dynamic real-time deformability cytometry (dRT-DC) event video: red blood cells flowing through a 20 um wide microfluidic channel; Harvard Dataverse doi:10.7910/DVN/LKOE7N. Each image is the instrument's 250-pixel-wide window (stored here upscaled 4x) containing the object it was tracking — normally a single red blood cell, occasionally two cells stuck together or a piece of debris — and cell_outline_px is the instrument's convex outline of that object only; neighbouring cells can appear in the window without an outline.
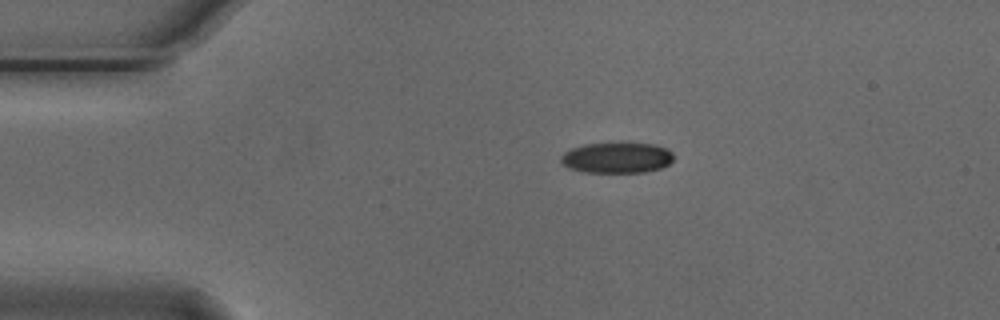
{"species": "Egyptian fruit bat (a non-hibernating species)", "species_latin": "Rousettus aegyptiacus", "temperature_condition": "cold", "stored_images_in_passage": 45, "camera_frame_rate_fps": 3000, "um_per_image_px": 0.085, "animal": {"sex": "male"}, "frame": {"image": 1, "passage_image": 1, "time_ms": 0.0, "image_size_px": [1000, 320], "cell_outline_px": [[672, 160], [668, 164], [660, 168], [644, 172], [584, 172], [568, 168], [560, 160], [560, 156], [564, 152], [572, 148], [584, 144], [656, 144], [668, 148], [672, 152]], "centroid_in_image_um": [52.42, 13.41], "position_along_channel_um": 32.6, "area_um2": 19.94}}
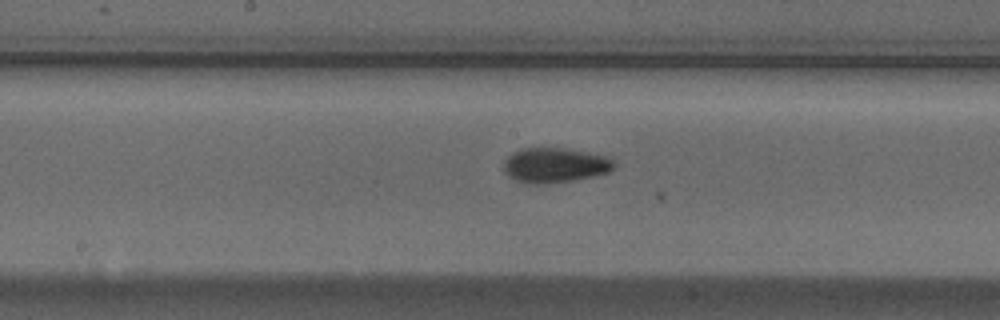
{"frame": {"image": 2, "passage_image": 18, "time_ms": 5.667, "image_size_px": [1000, 320], "cell_outline_px": [[616, 164], [608, 172], [592, 176], [572, 180], [540, 184], [532, 184], [516, 180], [508, 176], [504, 172], [504, 160], [512, 152], [520, 148], [564, 148], [604, 156], [612, 160]], "centroid_in_image_um": [47.1, 14.03], "position_along_channel_um": 201.1, "area_um2": 22.14}}
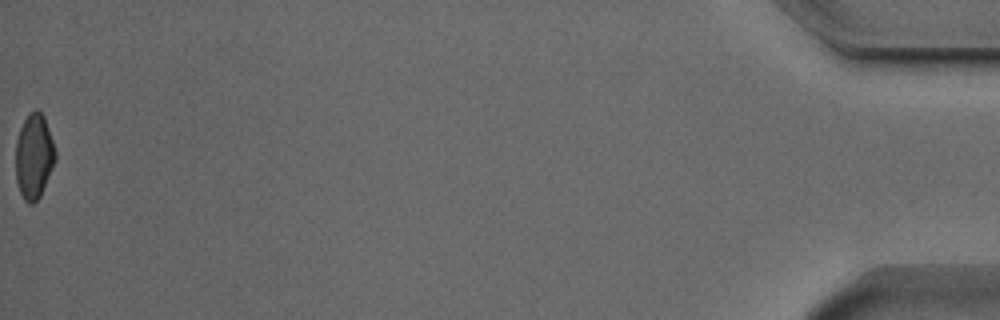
{"frame": {"image": 3, "passage_image": 45, "time_ms": 14.667, "image_size_px": [1000, 320], "cell_outline_px": [[56, 160], [40, 196], [32, 204], [28, 204], [24, 200], [20, 192], [16, 180], [16, 140], [20, 128], [28, 112], [36, 108], [44, 116], [56, 152]], "centroid_in_image_um": [2.88, 13.27], "position_along_channel_um": 432.3, "area_um2": 19.65}, "authors_computed_cell_mechanics": {"area_um2": 20.9814, "velocity_mm_per_s": 3.7474, "shape_relaxation_time_tau1_ms": 4.6121, "shape_relaxation_time_tau2_ms": 3.6508, "deformation_change_tau1": 0.1071, "deformation_change_tau2": 0.0789}}